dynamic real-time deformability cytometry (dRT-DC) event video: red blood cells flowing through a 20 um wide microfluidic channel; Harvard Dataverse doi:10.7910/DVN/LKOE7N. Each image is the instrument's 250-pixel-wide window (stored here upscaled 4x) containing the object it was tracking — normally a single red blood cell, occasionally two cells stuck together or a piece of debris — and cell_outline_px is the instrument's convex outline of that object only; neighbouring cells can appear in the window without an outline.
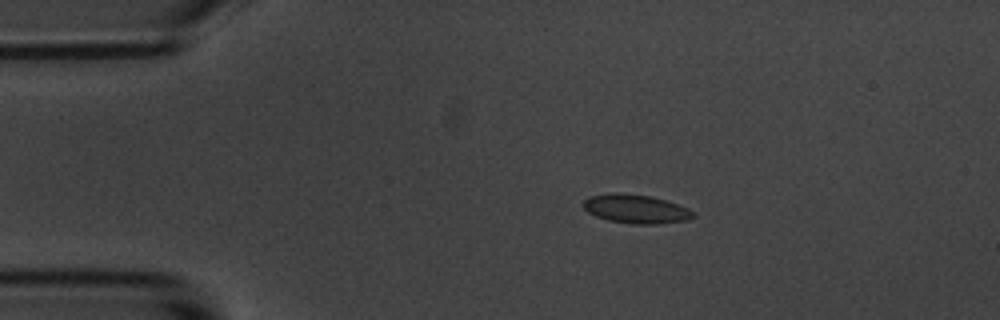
{"species": "common noctule bat (a hibernating species)", "species_latin": "Nyctalus noctula", "temperature_condition": "room temperature", "stored_images_in_passage": 7, "camera_frame_rate_fps": 3000, "um_per_image_px": 0.085, "animal": {"sex": "male", "body_mass_g": 20.1, "forearm_length_mm": 53.5}, "frame": {"image": 1, "passage_image": 4, "time_ms": 3.333, "image_size_px": [1000, 320], "cell_outline_px": [[692, 216], [688, 220], [656, 224], [632, 224], [608, 220], [596, 216], [588, 212], [584, 208], [584, 200], [588, 196], [616, 192], [620, 192], [652, 196], [688, 208], [692, 212]], "centroid_in_image_um": [54.01, 17.75], "position_along_channel_um": 31.0, "area_um2": 18.32}}
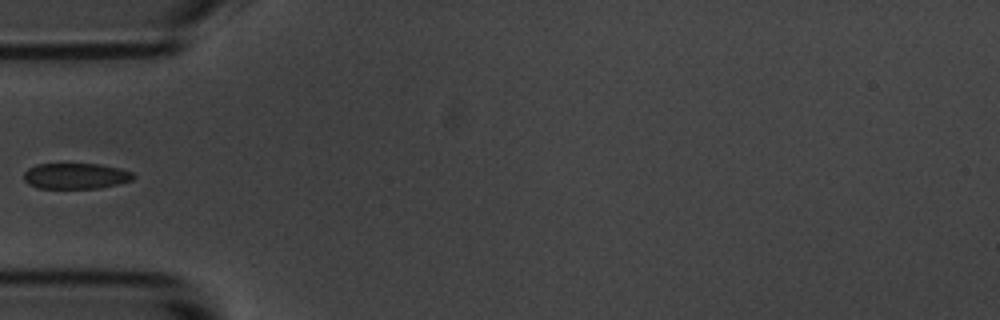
{"frame": {"image": 2, "passage_image": 6, "time_ms": 6.0, "image_size_px": [1000, 320], "cell_outline_px": [[136, 176], [132, 180], [116, 184], [96, 188], [36, 188], [28, 184], [24, 180], [24, 172], [28, 168], [36, 164], [100, 164], [120, 168], [132, 172]], "centroid_in_image_um": [6.42, 14.95], "position_along_channel_um": 78.6, "area_um2": 16.47}}